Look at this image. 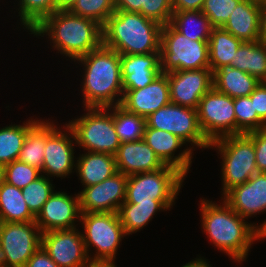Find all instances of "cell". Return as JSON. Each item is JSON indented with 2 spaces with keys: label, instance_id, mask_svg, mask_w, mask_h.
Returning a JSON list of instances; mask_svg holds the SVG:
<instances>
[{
  "label": "cell",
  "instance_id": "cell-1",
  "mask_svg": "<svg viewBox=\"0 0 266 267\" xmlns=\"http://www.w3.org/2000/svg\"><path fill=\"white\" fill-rule=\"evenodd\" d=\"M201 200V227L214 246L235 262L246 260L254 241L260 240L259 225L245 222L223 199L222 205Z\"/></svg>",
  "mask_w": 266,
  "mask_h": 267
},
{
  "label": "cell",
  "instance_id": "cell-2",
  "mask_svg": "<svg viewBox=\"0 0 266 267\" xmlns=\"http://www.w3.org/2000/svg\"><path fill=\"white\" fill-rule=\"evenodd\" d=\"M78 61L84 66L81 83L84 107L108 108L121 104L124 94L121 55L102 44Z\"/></svg>",
  "mask_w": 266,
  "mask_h": 267
},
{
  "label": "cell",
  "instance_id": "cell-3",
  "mask_svg": "<svg viewBox=\"0 0 266 267\" xmlns=\"http://www.w3.org/2000/svg\"><path fill=\"white\" fill-rule=\"evenodd\" d=\"M31 34L48 35L53 47L74 61L103 44L102 25L69 10H57L47 16Z\"/></svg>",
  "mask_w": 266,
  "mask_h": 267
},
{
  "label": "cell",
  "instance_id": "cell-4",
  "mask_svg": "<svg viewBox=\"0 0 266 267\" xmlns=\"http://www.w3.org/2000/svg\"><path fill=\"white\" fill-rule=\"evenodd\" d=\"M161 29L140 13L115 10L102 26L103 45L120 55L160 52Z\"/></svg>",
  "mask_w": 266,
  "mask_h": 267
},
{
  "label": "cell",
  "instance_id": "cell-5",
  "mask_svg": "<svg viewBox=\"0 0 266 267\" xmlns=\"http://www.w3.org/2000/svg\"><path fill=\"white\" fill-rule=\"evenodd\" d=\"M208 40L193 41L170 23L162 26L160 35L161 72L196 70L209 67Z\"/></svg>",
  "mask_w": 266,
  "mask_h": 267
},
{
  "label": "cell",
  "instance_id": "cell-6",
  "mask_svg": "<svg viewBox=\"0 0 266 267\" xmlns=\"http://www.w3.org/2000/svg\"><path fill=\"white\" fill-rule=\"evenodd\" d=\"M212 147L222 158L223 195L258 172L254 143L246 134L222 137L211 142L209 148Z\"/></svg>",
  "mask_w": 266,
  "mask_h": 267
},
{
  "label": "cell",
  "instance_id": "cell-7",
  "mask_svg": "<svg viewBox=\"0 0 266 267\" xmlns=\"http://www.w3.org/2000/svg\"><path fill=\"white\" fill-rule=\"evenodd\" d=\"M184 179L182 172L169 165L128 176L123 203H174Z\"/></svg>",
  "mask_w": 266,
  "mask_h": 267
},
{
  "label": "cell",
  "instance_id": "cell-8",
  "mask_svg": "<svg viewBox=\"0 0 266 267\" xmlns=\"http://www.w3.org/2000/svg\"><path fill=\"white\" fill-rule=\"evenodd\" d=\"M88 112L71 120L67 125L72 129L76 145L88 152L115 155L121 142L115 131L113 114L109 108H85Z\"/></svg>",
  "mask_w": 266,
  "mask_h": 267
},
{
  "label": "cell",
  "instance_id": "cell-9",
  "mask_svg": "<svg viewBox=\"0 0 266 267\" xmlns=\"http://www.w3.org/2000/svg\"><path fill=\"white\" fill-rule=\"evenodd\" d=\"M79 220L85 230L82 235L88 257L89 249H96L93 258L90 255V261L114 263L121 238L127 236L118 213H81Z\"/></svg>",
  "mask_w": 266,
  "mask_h": 267
},
{
  "label": "cell",
  "instance_id": "cell-10",
  "mask_svg": "<svg viewBox=\"0 0 266 267\" xmlns=\"http://www.w3.org/2000/svg\"><path fill=\"white\" fill-rule=\"evenodd\" d=\"M146 128L167 131L185 143L209 149L210 142L200 128L197 109L170 102L146 119Z\"/></svg>",
  "mask_w": 266,
  "mask_h": 267
},
{
  "label": "cell",
  "instance_id": "cell-11",
  "mask_svg": "<svg viewBox=\"0 0 266 267\" xmlns=\"http://www.w3.org/2000/svg\"><path fill=\"white\" fill-rule=\"evenodd\" d=\"M42 232L35 221L0 222V246L4 267H25L41 247Z\"/></svg>",
  "mask_w": 266,
  "mask_h": 267
},
{
  "label": "cell",
  "instance_id": "cell-12",
  "mask_svg": "<svg viewBox=\"0 0 266 267\" xmlns=\"http://www.w3.org/2000/svg\"><path fill=\"white\" fill-rule=\"evenodd\" d=\"M197 111L200 128L210 143L235 135L234 98L212 87L201 98Z\"/></svg>",
  "mask_w": 266,
  "mask_h": 267
},
{
  "label": "cell",
  "instance_id": "cell-13",
  "mask_svg": "<svg viewBox=\"0 0 266 267\" xmlns=\"http://www.w3.org/2000/svg\"><path fill=\"white\" fill-rule=\"evenodd\" d=\"M57 127L53 122L46 120V145L41 174L45 173L46 177L65 178L73 172V168L74 170L76 168L74 167L76 166L74 161L76 140L72 129L67 124L63 126L66 129L64 132Z\"/></svg>",
  "mask_w": 266,
  "mask_h": 267
},
{
  "label": "cell",
  "instance_id": "cell-14",
  "mask_svg": "<svg viewBox=\"0 0 266 267\" xmlns=\"http://www.w3.org/2000/svg\"><path fill=\"white\" fill-rule=\"evenodd\" d=\"M41 246L59 267H85L91 262L77 228L42 233Z\"/></svg>",
  "mask_w": 266,
  "mask_h": 267
},
{
  "label": "cell",
  "instance_id": "cell-15",
  "mask_svg": "<svg viewBox=\"0 0 266 267\" xmlns=\"http://www.w3.org/2000/svg\"><path fill=\"white\" fill-rule=\"evenodd\" d=\"M128 176L116 172L96 185L84 187L78 193L81 213H117L126 199Z\"/></svg>",
  "mask_w": 266,
  "mask_h": 267
},
{
  "label": "cell",
  "instance_id": "cell-16",
  "mask_svg": "<svg viewBox=\"0 0 266 267\" xmlns=\"http://www.w3.org/2000/svg\"><path fill=\"white\" fill-rule=\"evenodd\" d=\"M172 103L197 109L201 98L213 87L210 68L173 71L166 74Z\"/></svg>",
  "mask_w": 266,
  "mask_h": 267
},
{
  "label": "cell",
  "instance_id": "cell-17",
  "mask_svg": "<svg viewBox=\"0 0 266 267\" xmlns=\"http://www.w3.org/2000/svg\"><path fill=\"white\" fill-rule=\"evenodd\" d=\"M81 217L79 195L54 191L35 217V223L42 233L76 228L74 222Z\"/></svg>",
  "mask_w": 266,
  "mask_h": 267
},
{
  "label": "cell",
  "instance_id": "cell-18",
  "mask_svg": "<svg viewBox=\"0 0 266 267\" xmlns=\"http://www.w3.org/2000/svg\"><path fill=\"white\" fill-rule=\"evenodd\" d=\"M168 77L160 73L149 85L136 90H124L121 106L147 119L152 113L170 103Z\"/></svg>",
  "mask_w": 266,
  "mask_h": 267
},
{
  "label": "cell",
  "instance_id": "cell-19",
  "mask_svg": "<svg viewBox=\"0 0 266 267\" xmlns=\"http://www.w3.org/2000/svg\"><path fill=\"white\" fill-rule=\"evenodd\" d=\"M243 218L266 211V173L257 172L247 182L234 186L223 197Z\"/></svg>",
  "mask_w": 266,
  "mask_h": 267
},
{
  "label": "cell",
  "instance_id": "cell-20",
  "mask_svg": "<svg viewBox=\"0 0 266 267\" xmlns=\"http://www.w3.org/2000/svg\"><path fill=\"white\" fill-rule=\"evenodd\" d=\"M143 140L165 165L175 167L187 177L186 174L192 163V147H187L174 156L175 151L186 143L172 133L154 128H145Z\"/></svg>",
  "mask_w": 266,
  "mask_h": 267
},
{
  "label": "cell",
  "instance_id": "cell-21",
  "mask_svg": "<svg viewBox=\"0 0 266 267\" xmlns=\"http://www.w3.org/2000/svg\"><path fill=\"white\" fill-rule=\"evenodd\" d=\"M114 157L117 171L127 176L156 171L166 166L143 139L121 143Z\"/></svg>",
  "mask_w": 266,
  "mask_h": 267
},
{
  "label": "cell",
  "instance_id": "cell-22",
  "mask_svg": "<svg viewBox=\"0 0 266 267\" xmlns=\"http://www.w3.org/2000/svg\"><path fill=\"white\" fill-rule=\"evenodd\" d=\"M160 73V52L121 55V78L124 90L144 88Z\"/></svg>",
  "mask_w": 266,
  "mask_h": 267
},
{
  "label": "cell",
  "instance_id": "cell-23",
  "mask_svg": "<svg viewBox=\"0 0 266 267\" xmlns=\"http://www.w3.org/2000/svg\"><path fill=\"white\" fill-rule=\"evenodd\" d=\"M221 28L242 42L259 41L260 0H241Z\"/></svg>",
  "mask_w": 266,
  "mask_h": 267
},
{
  "label": "cell",
  "instance_id": "cell-24",
  "mask_svg": "<svg viewBox=\"0 0 266 267\" xmlns=\"http://www.w3.org/2000/svg\"><path fill=\"white\" fill-rule=\"evenodd\" d=\"M75 167L83 187L101 183L118 172L114 155L100 152L83 153Z\"/></svg>",
  "mask_w": 266,
  "mask_h": 267
},
{
  "label": "cell",
  "instance_id": "cell-25",
  "mask_svg": "<svg viewBox=\"0 0 266 267\" xmlns=\"http://www.w3.org/2000/svg\"><path fill=\"white\" fill-rule=\"evenodd\" d=\"M261 82L235 67H222L213 72V87L231 98L249 96Z\"/></svg>",
  "mask_w": 266,
  "mask_h": 267
},
{
  "label": "cell",
  "instance_id": "cell-26",
  "mask_svg": "<svg viewBox=\"0 0 266 267\" xmlns=\"http://www.w3.org/2000/svg\"><path fill=\"white\" fill-rule=\"evenodd\" d=\"M230 67L266 82V43L260 41L242 42L233 57Z\"/></svg>",
  "mask_w": 266,
  "mask_h": 267
},
{
  "label": "cell",
  "instance_id": "cell-27",
  "mask_svg": "<svg viewBox=\"0 0 266 267\" xmlns=\"http://www.w3.org/2000/svg\"><path fill=\"white\" fill-rule=\"evenodd\" d=\"M241 44L240 39L223 28H213L208 40L209 67L212 72L230 66Z\"/></svg>",
  "mask_w": 266,
  "mask_h": 267
},
{
  "label": "cell",
  "instance_id": "cell-28",
  "mask_svg": "<svg viewBox=\"0 0 266 267\" xmlns=\"http://www.w3.org/2000/svg\"><path fill=\"white\" fill-rule=\"evenodd\" d=\"M174 203H122L118 216L126 235L136 233L160 210H169Z\"/></svg>",
  "mask_w": 266,
  "mask_h": 267
},
{
  "label": "cell",
  "instance_id": "cell-29",
  "mask_svg": "<svg viewBox=\"0 0 266 267\" xmlns=\"http://www.w3.org/2000/svg\"><path fill=\"white\" fill-rule=\"evenodd\" d=\"M31 213L22 195V189L3 182L0 187V222H32Z\"/></svg>",
  "mask_w": 266,
  "mask_h": 267
},
{
  "label": "cell",
  "instance_id": "cell-30",
  "mask_svg": "<svg viewBox=\"0 0 266 267\" xmlns=\"http://www.w3.org/2000/svg\"><path fill=\"white\" fill-rule=\"evenodd\" d=\"M170 24L193 41L209 40L214 28L201 10L175 11Z\"/></svg>",
  "mask_w": 266,
  "mask_h": 267
},
{
  "label": "cell",
  "instance_id": "cell-31",
  "mask_svg": "<svg viewBox=\"0 0 266 267\" xmlns=\"http://www.w3.org/2000/svg\"><path fill=\"white\" fill-rule=\"evenodd\" d=\"M40 120L31 119L23 125H9L0 129V165L5 166L18 159L27 133Z\"/></svg>",
  "mask_w": 266,
  "mask_h": 267
},
{
  "label": "cell",
  "instance_id": "cell-32",
  "mask_svg": "<svg viewBox=\"0 0 266 267\" xmlns=\"http://www.w3.org/2000/svg\"><path fill=\"white\" fill-rule=\"evenodd\" d=\"M108 108L112 110L115 131L121 143L143 139L146 128L144 117L127 111L120 104Z\"/></svg>",
  "mask_w": 266,
  "mask_h": 267
},
{
  "label": "cell",
  "instance_id": "cell-33",
  "mask_svg": "<svg viewBox=\"0 0 266 267\" xmlns=\"http://www.w3.org/2000/svg\"><path fill=\"white\" fill-rule=\"evenodd\" d=\"M46 145V121L41 120L27 133L18 159L42 171Z\"/></svg>",
  "mask_w": 266,
  "mask_h": 267
},
{
  "label": "cell",
  "instance_id": "cell-34",
  "mask_svg": "<svg viewBox=\"0 0 266 267\" xmlns=\"http://www.w3.org/2000/svg\"><path fill=\"white\" fill-rule=\"evenodd\" d=\"M21 24L30 32L47 16L57 11L56 0H18Z\"/></svg>",
  "mask_w": 266,
  "mask_h": 267
},
{
  "label": "cell",
  "instance_id": "cell-35",
  "mask_svg": "<svg viewBox=\"0 0 266 267\" xmlns=\"http://www.w3.org/2000/svg\"><path fill=\"white\" fill-rule=\"evenodd\" d=\"M235 135L264 129L265 123L254 112L250 96L234 98Z\"/></svg>",
  "mask_w": 266,
  "mask_h": 267
},
{
  "label": "cell",
  "instance_id": "cell-36",
  "mask_svg": "<svg viewBox=\"0 0 266 267\" xmlns=\"http://www.w3.org/2000/svg\"><path fill=\"white\" fill-rule=\"evenodd\" d=\"M53 192L54 187L50 178L44 175H41L22 189V195L27 207L35 217Z\"/></svg>",
  "mask_w": 266,
  "mask_h": 267
},
{
  "label": "cell",
  "instance_id": "cell-37",
  "mask_svg": "<svg viewBox=\"0 0 266 267\" xmlns=\"http://www.w3.org/2000/svg\"><path fill=\"white\" fill-rule=\"evenodd\" d=\"M69 11L72 14L93 19L103 26L115 12L114 0H77Z\"/></svg>",
  "mask_w": 266,
  "mask_h": 267
},
{
  "label": "cell",
  "instance_id": "cell-38",
  "mask_svg": "<svg viewBox=\"0 0 266 267\" xmlns=\"http://www.w3.org/2000/svg\"><path fill=\"white\" fill-rule=\"evenodd\" d=\"M41 175L39 169L19 160L4 166V181L19 189H23Z\"/></svg>",
  "mask_w": 266,
  "mask_h": 267
},
{
  "label": "cell",
  "instance_id": "cell-39",
  "mask_svg": "<svg viewBox=\"0 0 266 267\" xmlns=\"http://www.w3.org/2000/svg\"><path fill=\"white\" fill-rule=\"evenodd\" d=\"M241 0H205L201 11L214 28L222 27Z\"/></svg>",
  "mask_w": 266,
  "mask_h": 267
},
{
  "label": "cell",
  "instance_id": "cell-40",
  "mask_svg": "<svg viewBox=\"0 0 266 267\" xmlns=\"http://www.w3.org/2000/svg\"><path fill=\"white\" fill-rule=\"evenodd\" d=\"M141 14L162 26L169 24L173 15L172 0H142Z\"/></svg>",
  "mask_w": 266,
  "mask_h": 267
},
{
  "label": "cell",
  "instance_id": "cell-41",
  "mask_svg": "<svg viewBox=\"0 0 266 267\" xmlns=\"http://www.w3.org/2000/svg\"><path fill=\"white\" fill-rule=\"evenodd\" d=\"M254 143L255 160L258 172L266 173V129L246 134Z\"/></svg>",
  "mask_w": 266,
  "mask_h": 267
},
{
  "label": "cell",
  "instance_id": "cell-42",
  "mask_svg": "<svg viewBox=\"0 0 266 267\" xmlns=\"http://www.w3.org/2000/svg\"><path fill=\"white\" fill-rule=\"evenodd\" d=\"M249 96L254 112L266 124V82H261Z\"/></svg>",
  "mask_w": 266,
  "mask_h": 267
},
{
  "label": "cell",
  "instance_id": "cell-43",
  "mask_svg": "<svg viewBox=\"0 0 266 267\" xmlns=\"http://www.w3.org/2000/svg\"><path fill=\"white\" fill-rule=\"evenodd\" d=\"M25 267H59L41 246L28 260Z\"/></svg>",
  "mask_w": 266,
  "mask_h": 267
},
{
  "label": "cell",
  "instance_id": "cell-44",
  "mask_svg": "<svg viewBox=\"0 0 266 267\" xmlns=\"http://www.w3.org/2000/svg\"><path fill=\"white\" fill-rule=\"evenodd\" d=\"M205 0H172L173 12L201 10Z\"/></svg>",
  "mask_w": 266,
  "mask_h": 267
},
{
  "label": "cell",
  "instance_id": "cell-45",
  "mask_svg": "<svg viewBox=\"0 0 266 267\" xmlns=\"http://www.w3.org/2000/svg\"><path fill=\"white\" fill-rule=\"evenodd\" d=\"M142 0H114L115 10L141 14Z\"/></svg>",
  "mask_w": 266,
  "mask_h": 267
},
{
  "label": "cell",
  "instance_id": "cell-46",
  "mask_svg": "<svg viewBox=\"0 0 266 267\" xmlns=\"http://www.w3.org/2000/svg\"><path fill=\"white\" fill-rule=\"evenodd\" d=\"M259 41L266 43V0H260Z\"/></svg>",
  "mask_w": 266,
  "mask_h": 267
},
{
  "label": "cell",
  "instance_id": "cell-47",
  "mask_svg": "<svg viewBox=\"0 0 266 267\" xmlns=\"http://www.w3.org/2000/svg\"><path fill=\"white\" fill-rule=\"evenodd\" d=\"M181 267H211V265L209 264L208 261H206V259L201 258L199 256V258H196L195 260L193 259L192 261L186 263L185 265L183 264V266Z\"/></svg>",
  "mask_w": 266,
  "mask_h": 267
},
{
  "label": "cell",
  "instance_id": "cell-48",
  "mask_svg": "<svg viewBox=\"0 0 266 267\" xmlns=\"http://www.w3.org/2000/svg\"><path fill=\"white\" fill-rule=\"evenodd\" d=\"M57 10H70L77 0H56Z\"/></svg>",
  "mask_w": 266,
  "mask_h": 267
},
{
  "label": "cell",
  "instance_id": "cell-49",
  "mask_svg": "<svg viewBox=\"0 0 266 267\" xmlns=\"http://www.w3.org/2000/svg\"><path fill=\"white\" fill-rule=\"evenodd\" d=\"M85 267H117V266H115V263H109V262H90Z\"/></svg>",
  "mask_w": 266,
  "mask_h": 267
},
{
  "label": "cell",
  "instance_id": "cell-50",
  "mask_svg": "<svg viewBox=\"0 0 266 267\" xmlns=\"http://www.w3.org/2000/svg\"><path fill=\"white\" fill-rule=\"evenodd\" d=\"M258 230L260 231V239L266 238V221L263 222L260 226H258Z\"/></svg>",
  "mask_w": 266,
  "mask_h": 267
},
{
  "label": "cell",
  "instance_id": "cell-51",
  "mask_svg": "<svg viewBox=\"0 0 266 267\" xmlns=\"http://www.w3.org/2000/svg\"><path fill=\"white\" fill-rule=\"evenodd\" d=\"M3 182H4V166L0 165V187Z\"/></svg>",
  "mask_w": 266,
  "mask_h": 267
},
{
  "label": "cell",
  "instance_id": "cell-52",
  "mask_svg": "<svg viewBox=\"0 0 266 267\" xmlns=\"http://www.w3.org/2000/svg\"><path fill=\"white\" fill-rule=\"evenodd\" d=\"M0 267H4V260H3V254H2L1 246H0Z\"/></svg>",
  "mask_w": 266,
  "mask_h": 267
}]
</instances>
